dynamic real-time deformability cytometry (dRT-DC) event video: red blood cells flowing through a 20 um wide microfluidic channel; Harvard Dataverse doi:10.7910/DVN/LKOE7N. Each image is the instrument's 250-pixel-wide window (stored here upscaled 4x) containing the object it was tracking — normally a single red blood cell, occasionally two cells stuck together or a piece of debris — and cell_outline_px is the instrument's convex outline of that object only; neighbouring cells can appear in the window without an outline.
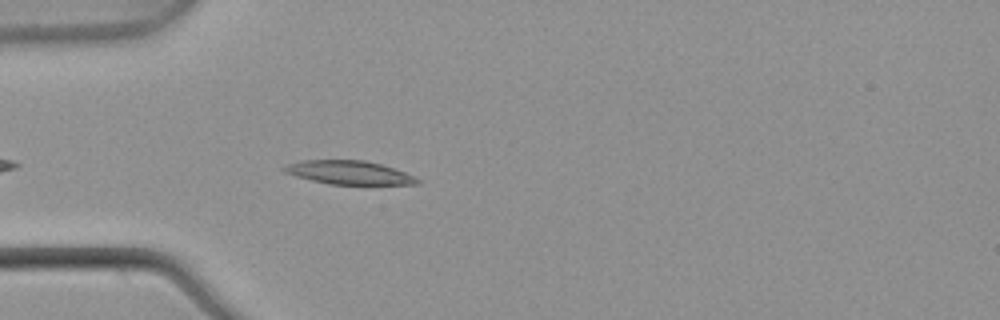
{"species": "common noctule bat (a hibernating species)", "species_latin": "Nyctalus noctula", "temperature_condition": "warm", "stored_images_in_passage": 20, "camera_frame_rate_fps": 3000, "um_per_image_px": 0.085, "animal": {"sex": "male", "body_mass_g": 21.5, "forearm_length_mm": 52.0}, "frame": {"image": 1, "passage_image": 4, "time_ms": 1.0, "image_size_px": [1000, 320], "cell_outline_px": [[420, 184], [328, 184], [296, 176], [284, 172], [280, 168], [288, 164], [304, 160], [364, 160], [380, 164], [404, 172], [420, 180]], "centroid_in_image_um": [29.63, 14.66], "position_along_channel_um": 55.4, "area_um2": 18.03}}